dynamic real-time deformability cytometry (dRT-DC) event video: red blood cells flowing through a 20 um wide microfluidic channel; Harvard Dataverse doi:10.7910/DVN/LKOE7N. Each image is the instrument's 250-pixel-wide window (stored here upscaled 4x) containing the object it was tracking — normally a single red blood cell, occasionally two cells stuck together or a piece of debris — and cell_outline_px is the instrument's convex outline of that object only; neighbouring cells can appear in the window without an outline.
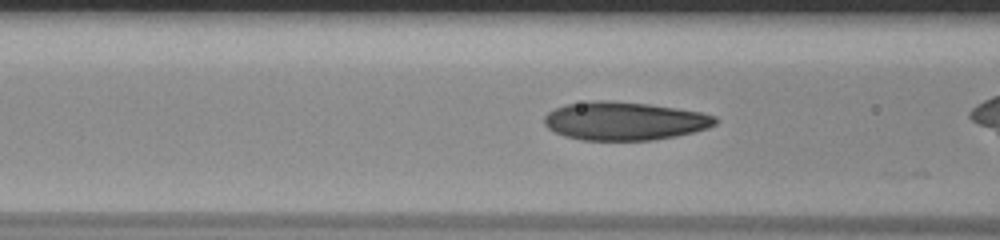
{"species": "human", "species_latin": "Homo sapiens", "temperature_condition": "room temperature", "stored_images_in_passage": 42, "camera_frame_rate_fps": 3000, "um_per_image_px": 0.085, "donor": {"sex": "male"}, "frame": {"image": 1, "passage_image": 20, "time_ms": 6.333, "image_size_px": [1000, 240], "cell_outline_px": [[720, 120], [716, 124], [708, 128], [676, 136], [652, 140], [580, 140], [564, 136], [548, 128], [544, 124], [544, 116], [548, 112], [564, 104], [588, 100], [608, 100], [648, 104], [676, 108], [700, 112], [716, 116]], "centroid_in_image_um": [53.06, 10.28], "position_along_channel_um": 113.5, "area_um2": 38.44}}
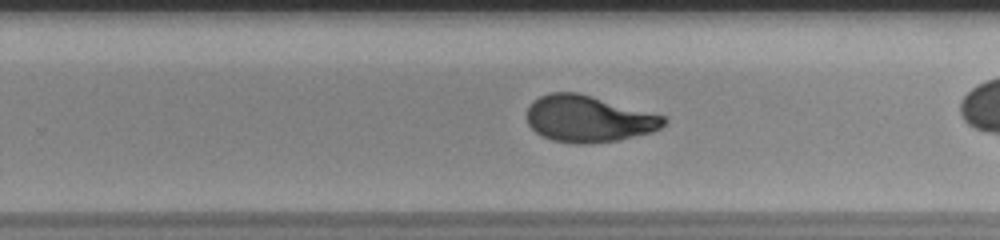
{"frame": {"image": 2, "passage_image": 33, "time_ms": 10.667, "image_size_px": [1000, 240], "cell_outline_px": [[668, 120], [660, 128], [652, 132], [616, 140], [588, 144], [576, 144], [552, 140], [536, 132], [528, 124], [528, 108], [532, 100], [548, 92], [576, 92], [592, 96], [664, 116]], "centroid_in_image_um": [50.0, 10.1], "position_along_channel_um": 279.8, "area_um2": 36.88}}
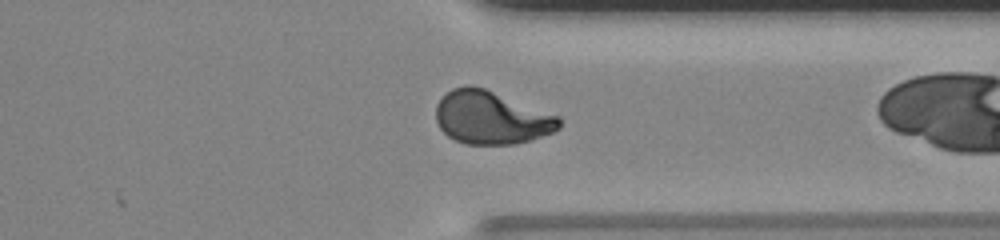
{"frame": {"image": 3, "passage_image": 40, "time_ms": 13.0, "image_size_px": [1000, 240], "cell_outline_px": [[560, 128], [552, 132], [532, 140], [516, 144], [464, 144], [448, 136], [440, 128], [436, 120], [436, 104], [452, 88], [468, 84], [472, 84], [484, 88], [560, 116]], "centroid_in_image_um": [41.76, 10.0], "position_along_channel_um": 369.6, "area_um2": 38.15}}